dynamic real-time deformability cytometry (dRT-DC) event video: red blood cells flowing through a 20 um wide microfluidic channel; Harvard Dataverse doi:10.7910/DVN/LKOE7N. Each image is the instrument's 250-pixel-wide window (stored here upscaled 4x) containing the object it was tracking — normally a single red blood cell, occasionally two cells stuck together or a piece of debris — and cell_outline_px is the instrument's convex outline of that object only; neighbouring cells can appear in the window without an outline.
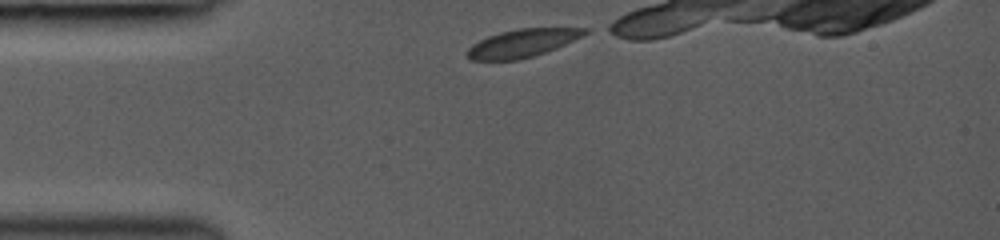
{"species": "common noctule bat (a hibernating species)", "species_latin": "Nyctalus noctula", "temperature_condition": "room temperature", "stored_images_in_passage": 10, "camera_frame_rate_fps": 3000, "um_per_image_px": 0.085, "animal": {"sex": "female", "body_mass_g": 19.0, "forearm_length_mm": 53.3}, "frame": {"image": 1, "passage_image": 1, "time_ms": 0.0, "image_size_px": [1000, 240], "cell_outline_px": [[592, 28], [588, 32], [556, 48], [520, 60], [472, 60], [464, 56], [464, 52], [472, 44], [488, 36], [500, 32], [520, 28]], "centroid_in_image_um": [44.33, 3.67], "position_along_channel_um": 40.7, "area_um2": 19.07}}
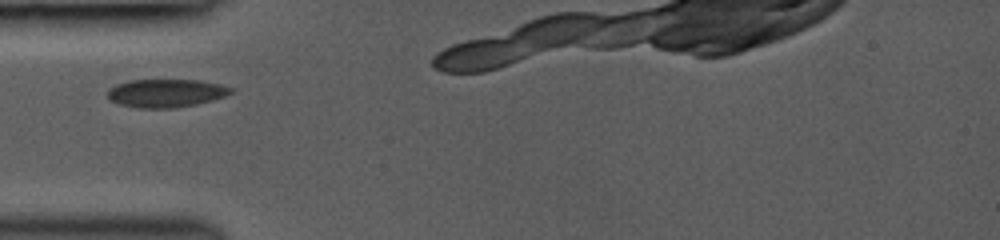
{"frame": {"image": 2, "passage_image": 5, "time_ms": 1.333, "image_size_px": [1000, 240], "cell_outline_px": [[232, 92], [224, 96], [212, 100], [196, 104], [176, 108], [136, 108], [120, 104], [112, 100], [108, 96], [108, 88], [116, 84], [128, 80], [200, 80], [220, 84], [232, 88]], "centroid_in_image_um": [14.09, 7.91], "position_along_channel_um": 70.9, "area_um2": 20.23}}
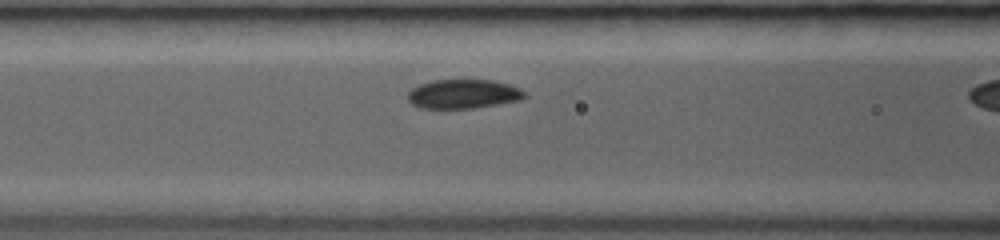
{"frame": {"image": 3, "passage_image": 9, "time_ms": 2.667, "image_size_px": [1000, 240], "cell_outline_px": [[528, 96], [520, 100], [476, 108], [420, 108], [412, 104], [408, 100], [408, 92], [412, 88], [420, 84], [432, 80], [492, 80], [508, 84], [520, 88]], "centroid_in_image_um": [39.38, 7.99], "position_along_channel_um": 127.2, "area_um2": 19.88}}